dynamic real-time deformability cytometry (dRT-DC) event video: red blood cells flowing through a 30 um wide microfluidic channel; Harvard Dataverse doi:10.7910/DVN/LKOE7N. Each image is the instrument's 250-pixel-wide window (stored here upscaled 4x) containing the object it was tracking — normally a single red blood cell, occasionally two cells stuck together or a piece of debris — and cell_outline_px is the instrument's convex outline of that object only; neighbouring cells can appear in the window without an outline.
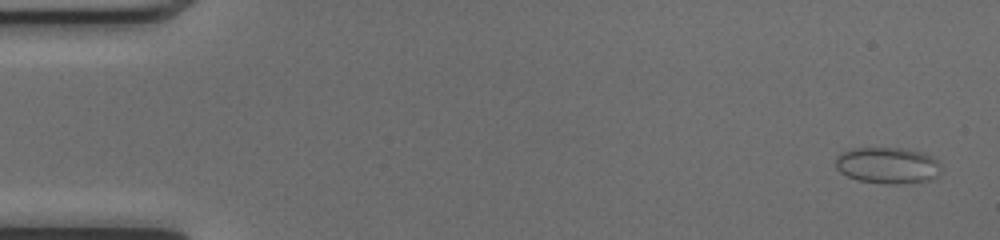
{"species": "common noctule bat (a hibernating species)", "species_latin": "Nyctalus noctula", "temperature_condition": "cold", "stored_images_in_passage": 52, "camera_frame_rate_fps": 3000, "um_per_image_px": 0.085, "animal": {"sex": "female", "body_mass_g": 17.0, "forearm_length_mm": 48.0}, "frame": {"image": 1, "passage_image": 2, "time_ms": 0.333, "image_size_px": [1000, 240], "cell_outline_px": [[936, 176], [928, 180], [896, 184], [892, 184], [860, 180], [848, 176], [840, 172], [836, 168], [836, 156], [844, 152], [856, 148], [900, 148], [924, 152], [932, 156], [936, 160]], "centroid_in_image_um": [75.39, 14.04], "position_along_channel_um": 9.6, "area_um2": 21.73}}
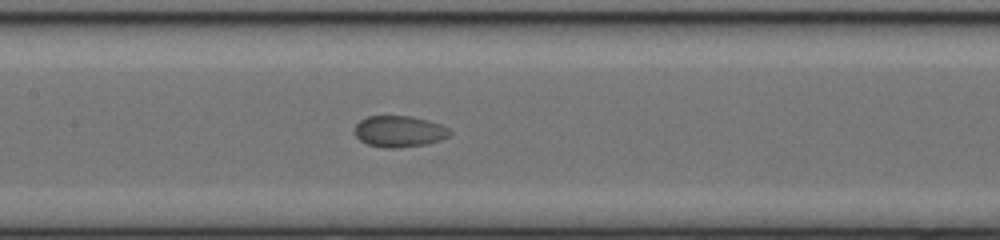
{"frame": {"image": 2, "passage_image": 25, "time_ms": 8.0, "image_size_px": [1000, 240], "cell_outline_px": [[452, 132], [448, 136], [440, 140], [424, 144], [396, 148], [384, 148], [368, 144], [360, 140], [356, 136], [356, 124], [360, 120], [368, 116], [412, 116], [428, 120], [440, 124], [448, 128]], "centroid_in_image_um": [33.94, 11.16], "position_along_channel_um": 173.5, "area_um2": 17.22}}
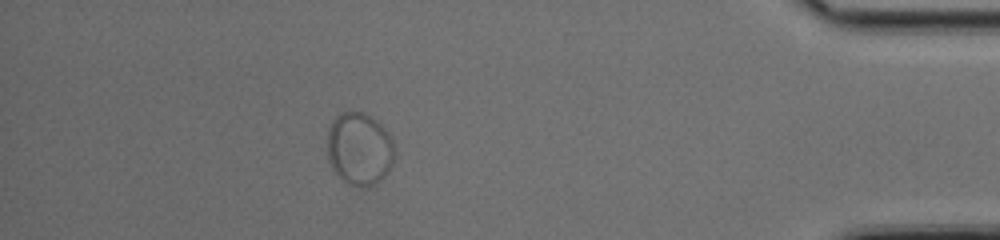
{"frame": {"image": 3, "passage_image": 46, "time_ms": 15.0, "image_size_px": [1000, 240], "cell_outline_px": [[396, 156], [388, 172], [376, 184], [364, 188], [356, 188], [344, 184], [332, 168], [328, 160], [328, 128], [332, 120], [340, 112], [352, 108], [364, 112], [376, 120], [388, 132], [392, 140], [396, 152]], "centroid_in_image_um": [30.55, 12.65], "position_along_channel_um": 404.7, "area_um2": 29.54}, "authors_computed_cell_mechanics": {"area_um2": 18.5538, "velocity_mm_per_s": 4.0027, "shape_relaxation_time_tau1_ms": 8.7143, "shape_relaxation_time_tau2_ms": null, "deformation_change_tau1": 0.1034, "deformation_change_tau2": null}}